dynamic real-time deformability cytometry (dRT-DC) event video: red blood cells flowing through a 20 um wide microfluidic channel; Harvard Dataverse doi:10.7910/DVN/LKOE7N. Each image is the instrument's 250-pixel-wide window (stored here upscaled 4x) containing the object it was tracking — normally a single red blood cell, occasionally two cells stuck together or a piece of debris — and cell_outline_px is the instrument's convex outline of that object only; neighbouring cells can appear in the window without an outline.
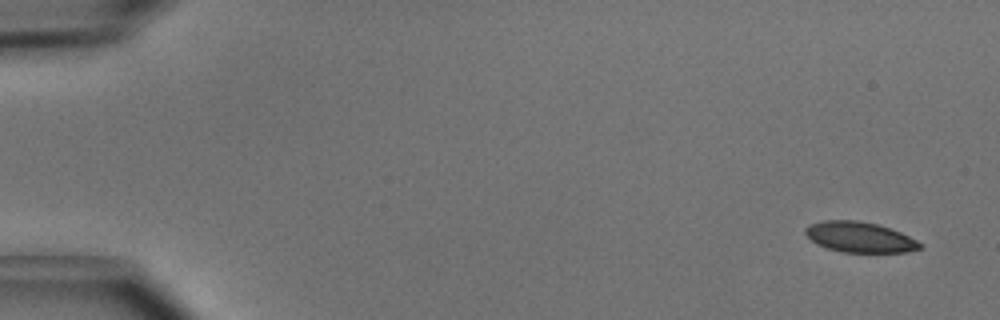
{"species": "common noctule bat (a hibernating species)", "species_latin": "Nyctalus noctula", "temperature_condition": "cold", "stored_images_in_passage": 6, "camera_frame_rate_fps": 3000, "um_per_image_px": 0.085, "animal": {"sex": "male", "body_mass_g": 15.6}, "frame": {"image": 1, "passage_image": 1, "time_ms": 0.0, "image_size_px": [1000, 320], "cell_outline_px": [[924, 248], [908, 252], [844, 252], [828, 248], [816, 244], [804, 232], [804, 228], [808, 224], [824, 220], [856, 220], [876, 224], [900, 232], [924, 244]], "centroid_in_image_um": [73.08, 20.16], "position_along_channel_um": 11.9, "area_um2": 20.35}}
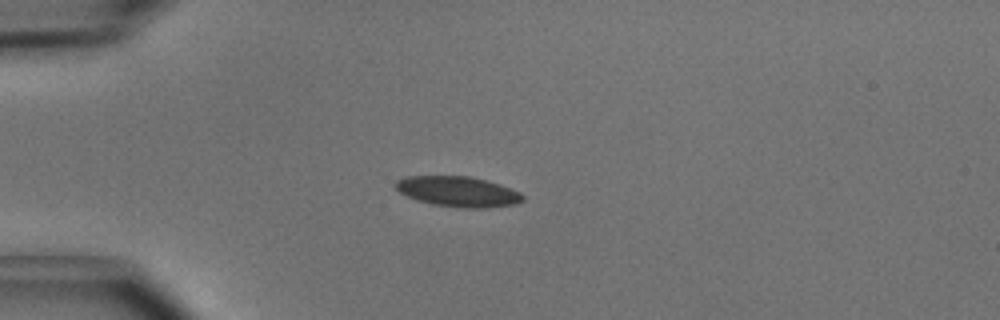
{"frame": {"image": 2, "passage_image": 4, "time_ms": 1.0, "image_size_px": [1000, 320], "cell_outline_px": [[524, 200], [516, 204], [484, 208], [464, 208], [432, 204], [416, 200], [400, 192], [392, 184], [396, 180], [404, 176], [468, 176], [500, 184], [520, 192], [524, 196]], "centroid_in_image_um": [38.91, 16.28], "position_along_channel_um": 46.1, "area_um2": 22.54}}